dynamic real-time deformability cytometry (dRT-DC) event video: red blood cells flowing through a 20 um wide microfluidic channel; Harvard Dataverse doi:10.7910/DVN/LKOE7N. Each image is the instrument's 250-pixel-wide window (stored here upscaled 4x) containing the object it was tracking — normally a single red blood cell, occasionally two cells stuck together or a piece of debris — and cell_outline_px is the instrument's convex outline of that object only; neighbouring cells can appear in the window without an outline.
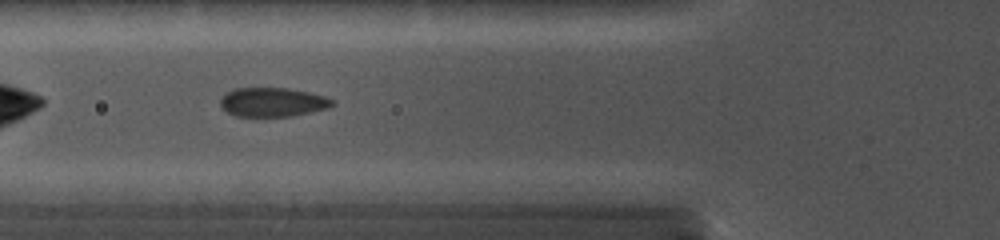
{"species": "common noctule bat (a hibernating species)", "species_latin": "Nyctalus noctula", "temperature_condition": "cold", "stored_images_in_passage": 24, "camera_frame_rate_fps": 5000, "um_per_image_px": 0.085, "animal": {"sex": "female", "body_mass_g": 19.0, "forearm_length_mm": 56.7}, "frame": {"image": 1, "passage_image": 4, "time_ms": 1.0, "image_size_px": [1000, 240], "cell_outline_px": [[332, 104], [324, 108], [308, 112], [288, 116], [236, 116], [228, 112], [220, 104], [220, 100], [228, 92], [236, 88], [288, 88], [308, 92], [324, 96], [332, 100]], "centroid_in_image_um": [23.12, 8.67], "position_along_channel_um": 102.7, "area_um2": 18.38}}
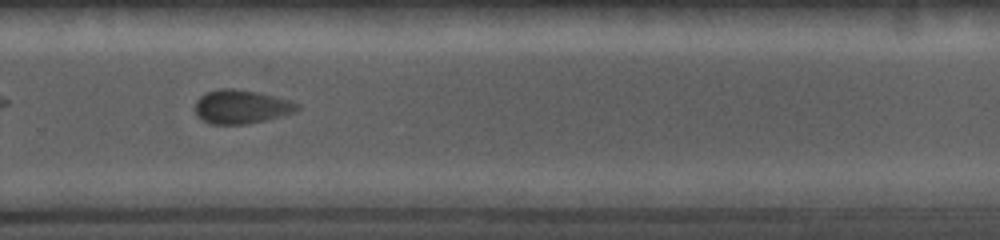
{"frame": {"image": 2, "passage_image": 17, "time_ms": 6.2, "image_size_px": [1000, 240], "cell_outline_px": [[300, 108], [296, 112], [268, 120], [248, 124], [212, 124], [200, 120], [196, 116], [196, 100], [204, 92], [220, 88], [232, 88], [260, 92], [288, 100], [300, 104]], "centroid_in_image_um": [20.51, 9.07], "position_along_channel_um": 309.3, "area_um2": 20.46}}